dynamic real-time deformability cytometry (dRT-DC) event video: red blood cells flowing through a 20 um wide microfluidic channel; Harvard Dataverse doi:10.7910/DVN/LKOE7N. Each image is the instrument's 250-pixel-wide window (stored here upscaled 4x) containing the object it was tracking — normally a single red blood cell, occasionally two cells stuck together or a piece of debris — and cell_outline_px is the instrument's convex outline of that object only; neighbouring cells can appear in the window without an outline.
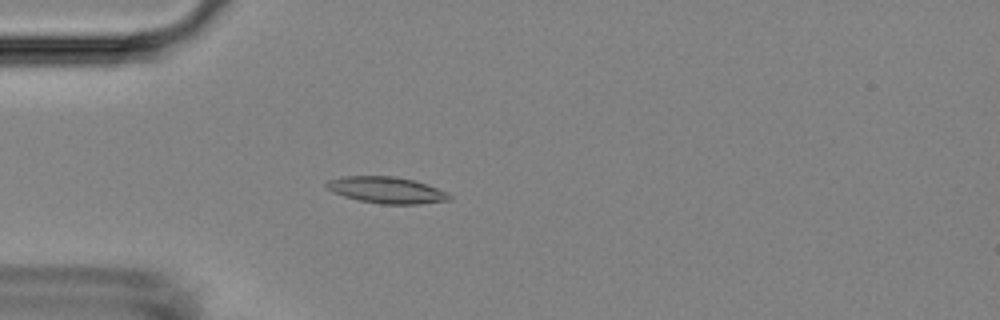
{"species": "Egyptian fruit bat (a non-hibernating species)", "species_latin": "Rousettus aegyptiacus", "temperature_condition": "room temperature", "stored_images_in_passage": 2, "camera_frame_rate_fps": 3000, "um_per_image_px": 0.085, "animal": {"sex": "female"}, "frame": {"image": 1, "passage_image": 2, "time_ms": 0.333, "image_size_px": [1000, 320], "cell_outline_px": [[452, 200], [420, 204], [380, 204], [360, 200], [344, 196], [332, 192], [324, 184], [328, 180], [344, 176], [396, 176], [412, 180], [448, 192], [452, 196]], "centroid_in_image_um": [32.87, 16.16], "position_along_channel_um": 52.1, "area_um2": 18.9}}